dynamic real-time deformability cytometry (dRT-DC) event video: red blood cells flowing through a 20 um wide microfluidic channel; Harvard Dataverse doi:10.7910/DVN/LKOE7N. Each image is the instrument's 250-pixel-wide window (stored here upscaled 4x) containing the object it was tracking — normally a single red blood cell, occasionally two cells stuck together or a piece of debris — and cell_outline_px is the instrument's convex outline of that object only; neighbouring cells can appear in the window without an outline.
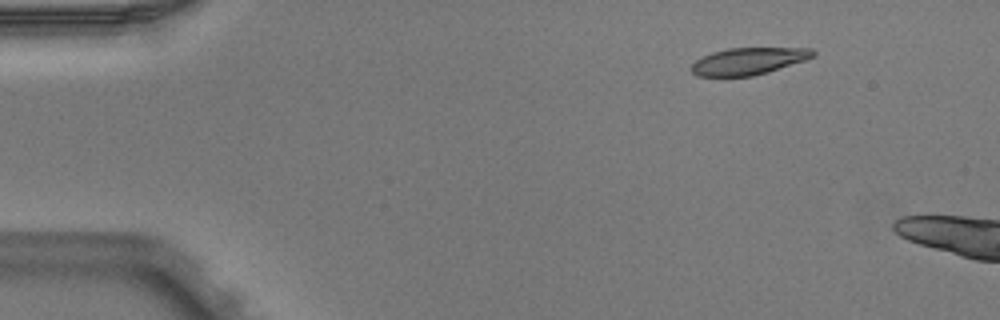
{"species": "Egyptian fruit bat (a non-hibernating species)", "species_latin": "Rousettus aegyptiacus", "temperature_condition": "warm", "stored_images_in_passage": 3, "camera_frame_rate_fps": 3000, "um_per_image_px": 0.085, "animal": {"sex": "male"}, "frame": {"image": 1, "passage_image": 2, "time_ms": 0.333, "image_size_px": [1000, 320], "cell_outline_px": [[816, 56], [768, 72], [752, 76], [696, 76], [692, 72], [692, 64], [696, 60], [712, 52], [728, 48], [812, 48], [816, 52]], "centroid_in_image_um": [63.63, 5.19], "position_along_channel_um": 21.4, "area_um2": 19.02}}